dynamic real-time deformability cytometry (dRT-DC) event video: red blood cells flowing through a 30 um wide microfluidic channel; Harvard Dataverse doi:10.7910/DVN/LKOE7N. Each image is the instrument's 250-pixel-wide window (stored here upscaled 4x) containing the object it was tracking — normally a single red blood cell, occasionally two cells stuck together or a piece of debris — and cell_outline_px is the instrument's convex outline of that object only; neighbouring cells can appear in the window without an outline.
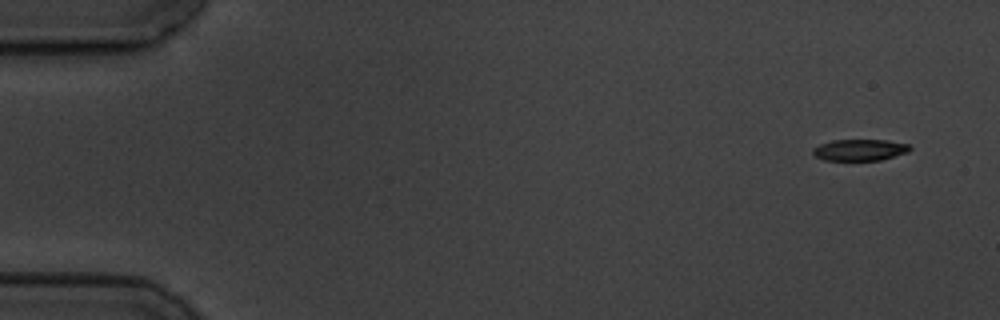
{"species": "common noctule bat (a hibernating species)", "species_latin": "Nyctalus noctula", "temperature_condition": "cold", "stored_images_in_passage": 5, "camera_frame_rate_fps": 3000, "um_per_image_px": 0.085, "animal": {"sex": "male", "body_mass_g": 19.5, "forearm_length_mm": 54.6}, "frame": {"image": 1, "passage_image": 1, "time_ms": 0.0, "image_size_px": [1000, 320], "cell_outline_px": [[912, 148], [908, 152], [880, 160], [824, 160], [816, 156], [812, 152], [812, 148], [820, 144], [832, 140], [888, 140], [908, 144]], "centroid_in_image_um": [73.08, 12.74], "position_along_channel_um": 11.9, "area_um2": 12.08}}
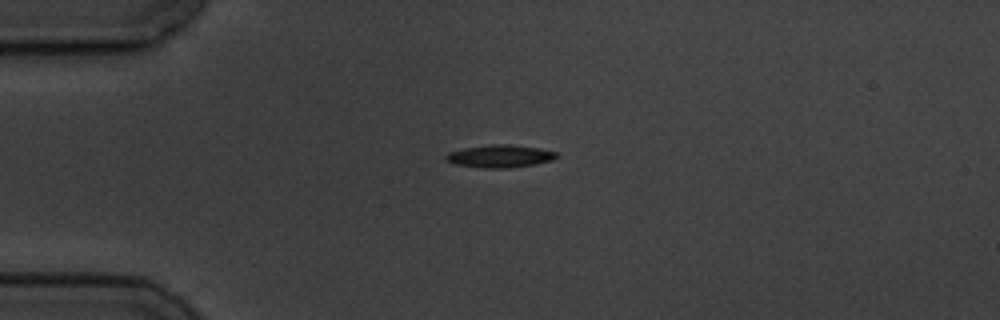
{"frame": {"image": 2, "passage_image": 4, "time_ms": 3.667, "image_size_px": [1000, 320], "cell_outline_px": [[560, 156], [552, 160], [536, 164], [508, 168], [484, 168], [456, 164], [444, 160], [444, 156], [448, 152], [464, 148], [492, 144], [508, 144], [540, 148], [556, 152]], "centroid_in_image_um": [42.5, 13.27], "position_along_channel_um": 42.5, "area_um2": 14.68}}